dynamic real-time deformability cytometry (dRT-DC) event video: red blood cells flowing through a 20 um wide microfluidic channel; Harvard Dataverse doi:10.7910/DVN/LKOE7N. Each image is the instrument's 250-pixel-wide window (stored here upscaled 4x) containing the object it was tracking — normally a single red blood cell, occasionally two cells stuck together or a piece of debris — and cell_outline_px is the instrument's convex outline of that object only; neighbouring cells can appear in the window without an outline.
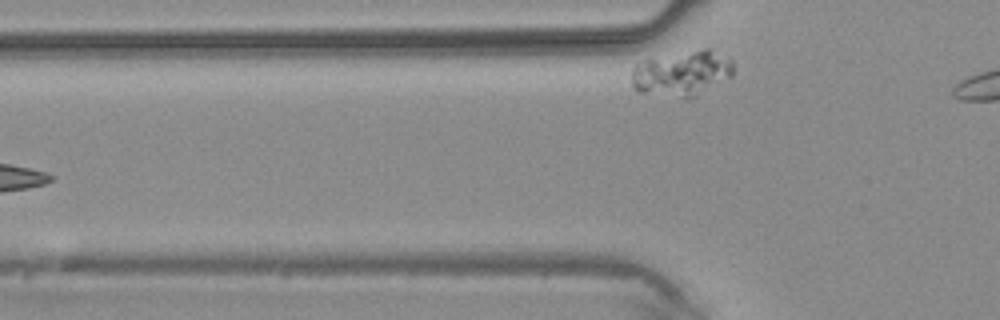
{"species": "common noctule bat (a hibernating species)", "species_latin": "Nyctalus noctula", "temperature_condition": "warm", "stored_images_in_passage": 5, "camera_frame_rate_fps": 3000, "um_per_image_px": 0.085, "animal": {"sex": "male", "body_mass_g": 20.4}, "frame": {"image": 1, "passage_image": 4, "time_ms": 3.667, "image_size_px": [1000, 320], "cell_outline_px": [[732, 76], [696, 96], [684, 96], [640, 92], [632, 84], [632, 68], [636, 64], [644, 60], [704, 48], [708, 48], [728, 56], [732, 60]], "centroid_in_image_um": [58.0, 6.19], "position_along_channel_um": 67.8, "area_um2": 26.18}}